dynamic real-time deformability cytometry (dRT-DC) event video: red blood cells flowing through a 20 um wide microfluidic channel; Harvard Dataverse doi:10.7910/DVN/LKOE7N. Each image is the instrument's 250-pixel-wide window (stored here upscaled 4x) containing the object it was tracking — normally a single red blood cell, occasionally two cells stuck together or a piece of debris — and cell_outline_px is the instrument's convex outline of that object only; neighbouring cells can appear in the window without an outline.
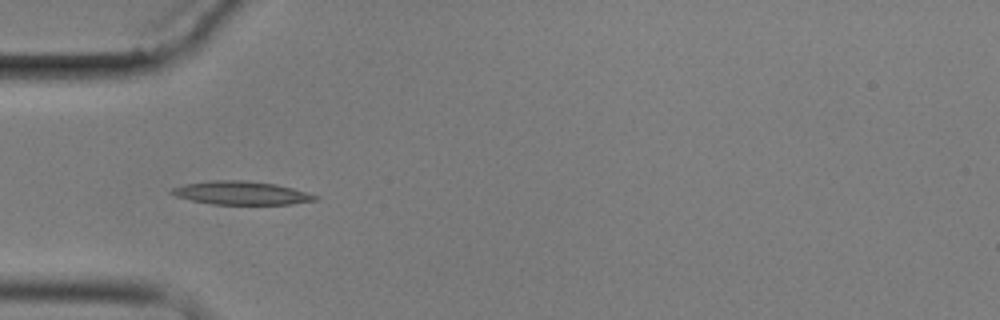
{"species": "common noctule bat (a hibernating species)", "species_latin": "Nyctalus noctula", "temperature_condition": "cold", "stored_images_in_passage": 6, "camera_frame_rate_fps": 3000, "um_per_image_px": 0.085, "animal": {"sex": "male", "body_mass_g": 17.9}, "frame": {"image": 1, "passage_image": 5, "time_ms": 4.667, "image_size_px": [1000, 320], "cell_outline_px": [[320, 200], [292, 204], [212, 204], [192, 200], [176, 196], [168, 192], [172, 188], [184, 184], [212, 180], [244, 180], [276, 184], [292, 188], [316, 196]], "centroid_in_image_um": [20.49, 16.4], "position_along_channel_um": 64.5, "area_um2": 19.42}}
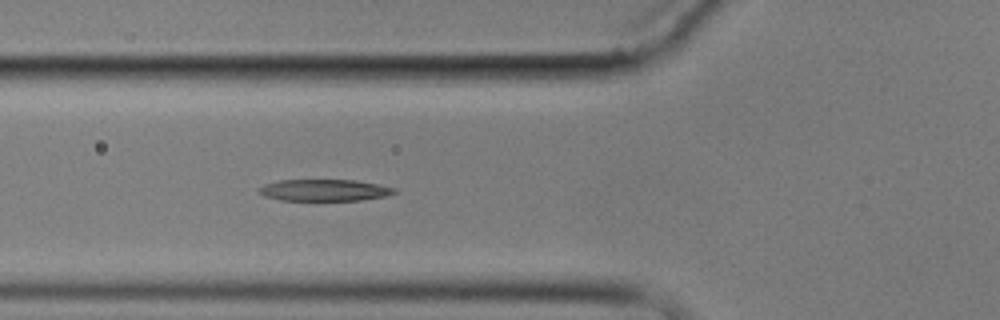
{"frame": {"image": 2, "passage_image": 6, "time_ms": 5.667, "image_size_px": [1000, 320], "cell_outline_px": [[396, 192], [384, 196], [360, 200], [280, 200], [264, 196], [256, 192], [256, 188], [264, 184], [280, 180], [356, 180], [396, 188]], "centroid_in_image_um": [27.49, 16.16], "position_along_channel_um": 98.3, "area_um2": 17.05}}